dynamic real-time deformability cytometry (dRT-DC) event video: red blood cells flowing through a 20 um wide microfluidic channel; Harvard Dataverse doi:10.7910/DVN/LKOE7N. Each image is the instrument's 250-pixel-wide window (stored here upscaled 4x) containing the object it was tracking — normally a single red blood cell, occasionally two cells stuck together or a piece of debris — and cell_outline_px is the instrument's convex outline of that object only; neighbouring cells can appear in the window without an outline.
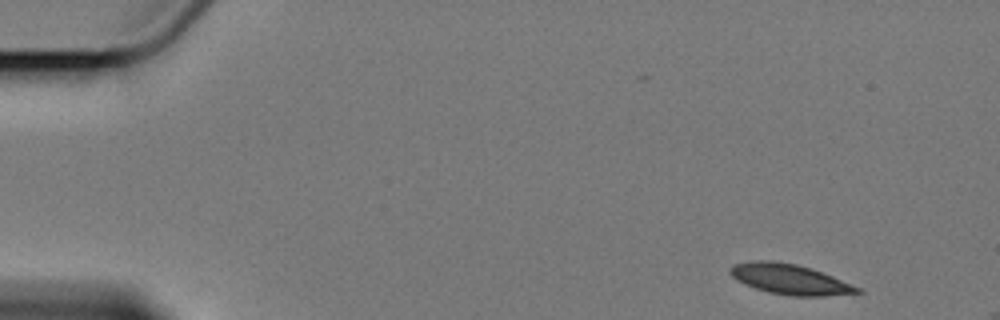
{"species": "Egyptian fruit bat (a non-hibernating species)", "species_latin": "Rousettus aegyptiacus", "temperature_condition": "cold", "stored_images_in_passage": 2, "camera_frame_rate_fps": 3000, "um_per_image_px": 0.085, "animal": {"sex": "female"}, "frame": {"image": 1, "passage_image": 1, "time_ms": 0.0, "image_size_px": [1000, 320], "cell_outline_px": [[864, 292], [824, 296], [788, 296], [768, 292], [744, 284], [736, 280], [728, 272], [728, 268], [732, 264], [752, 260], [772, 260], [796, 264], [812, 268], [832, 276], [860, 288]], "centroid_in_image_um": [67.08, 23.72], "position_along_channel_um": 17.9, "area_um2": 22.6}}